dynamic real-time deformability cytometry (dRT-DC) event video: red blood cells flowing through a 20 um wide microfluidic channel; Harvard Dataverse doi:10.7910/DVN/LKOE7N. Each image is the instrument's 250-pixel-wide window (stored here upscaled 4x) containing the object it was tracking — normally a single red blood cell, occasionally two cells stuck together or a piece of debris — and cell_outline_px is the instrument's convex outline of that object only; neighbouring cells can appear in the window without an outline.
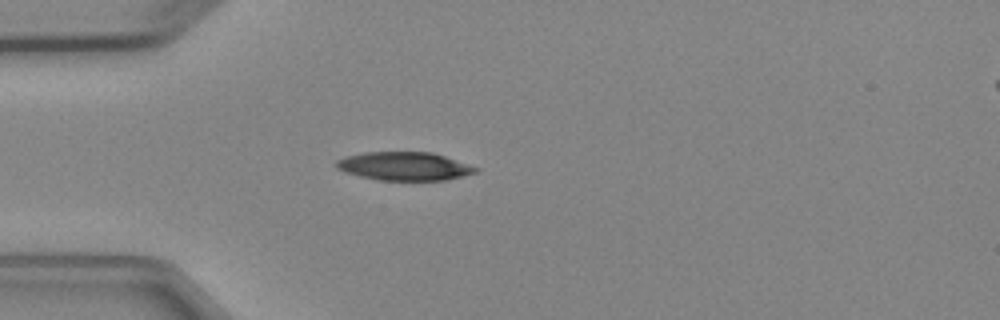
{"species": "Egyptian fruit bat (a non-hibernating species)", "species_latin": "Rousettus aegyptiacus", "temperature_condition": "cold", "stored_images_in_passage": 3, "camera_frame_rate_fps": 3000, "um_per_image_px": 0.085, "animal": {"sex": "female"}, "frame": {"image": 1, "passage_image": 3, "time_ms": 3.0, "image_size_px": [1000, 320], "cell_outline_px": [[480, 168], [476, 172], [444, 180], [380, 180], [360, 176], [344, 172], [336, 168], [336, 160], [344, 156], [364, 152], [432, 152]], "centroid_in_image_um": [34.32, 14.12], "position_along_channel_um": 50.7, "area_um2": 22.95}}